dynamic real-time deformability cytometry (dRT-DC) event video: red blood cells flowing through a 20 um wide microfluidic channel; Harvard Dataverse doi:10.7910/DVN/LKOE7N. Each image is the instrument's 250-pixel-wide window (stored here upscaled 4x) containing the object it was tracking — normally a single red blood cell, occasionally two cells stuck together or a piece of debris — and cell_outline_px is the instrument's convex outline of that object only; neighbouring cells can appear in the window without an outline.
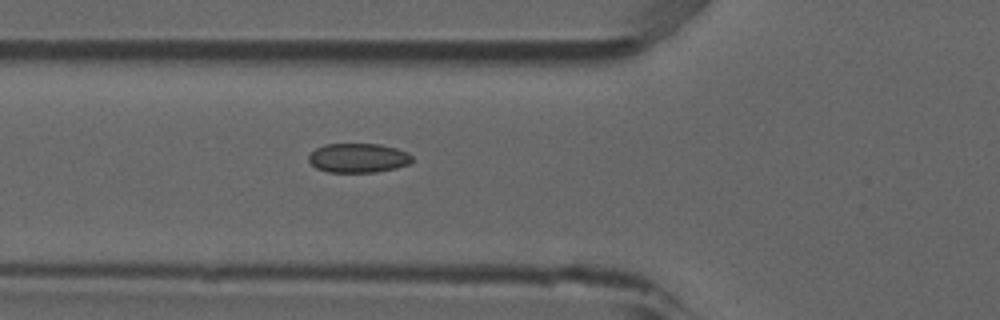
{"species": "common noctule bat (a hibernating species)", "species_latin": "Nyctalus noctula", "temperature_condition": "room temperature", "stored_images_in_passage": 4, "camera_frame_rate_fps": 3000, "um_per_image_px": 0.085, "animal": {"sex": "male", "forearm_length_mm": 52.5}, "frame": {"image": 1, "passage_image": 4, "time_ms": 1.0, "image_size_px": [1000, 320], "cell_outline_px": [[412, 160], [408, 164], [396, 168], [376, 172], [328, 172], [316, 168], [308, 160], [308, 156], [316, 148], [324, 144], [380, 144], [396, 148], [408, 152], [412, 156]], "centroid_in_image_um": [30.45, 13.42], "position_along_channel_um": 95.4, "area_um2": 17.69}}